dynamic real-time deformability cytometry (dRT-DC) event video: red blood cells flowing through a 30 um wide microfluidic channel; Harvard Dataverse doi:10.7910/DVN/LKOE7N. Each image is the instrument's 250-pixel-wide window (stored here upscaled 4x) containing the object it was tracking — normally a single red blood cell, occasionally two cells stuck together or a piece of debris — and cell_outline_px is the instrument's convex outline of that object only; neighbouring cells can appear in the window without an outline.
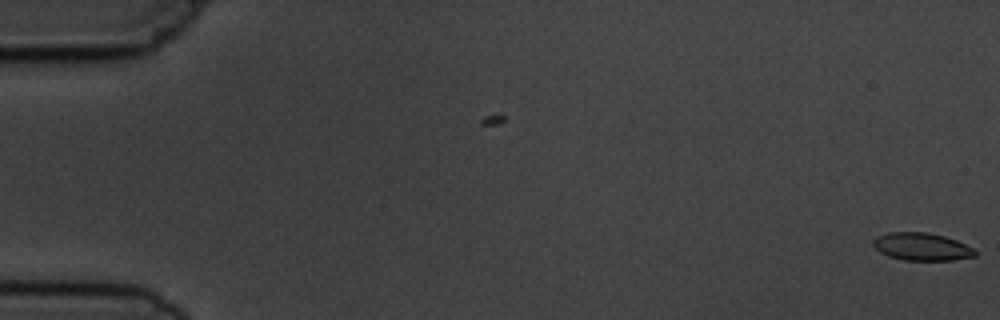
{"species": "common noctule bat (a hibernating species)", "species_latin": "Nyctalus noctula", "temperature_condition": "cold", "stored_images_in_passage": 2, "camera_frame_rate_fps": 3000, "um_per_image_px": 0.085, "animal": {"sex": "male", "body_mass_g": 19.5, "forearm_length_mm": 54.6}, "frame": {"image": 1, "passage_image": 2, "time_ms": 1.0, "image_size_px": [1000, 320], "cell_outline_px": [[976, 256], [952, 260], [904, 260], [888, 256], [880, 252], [872, 244], [872, 240], [876, 236], [888, 232], [924, 232], [944, 236], [956, 240], [972, 248], [976, 252]], "centroid_in_image_um": [78.31, 20.96], "position_along_channel_um": 6.7, "area_um2": 16.36}}